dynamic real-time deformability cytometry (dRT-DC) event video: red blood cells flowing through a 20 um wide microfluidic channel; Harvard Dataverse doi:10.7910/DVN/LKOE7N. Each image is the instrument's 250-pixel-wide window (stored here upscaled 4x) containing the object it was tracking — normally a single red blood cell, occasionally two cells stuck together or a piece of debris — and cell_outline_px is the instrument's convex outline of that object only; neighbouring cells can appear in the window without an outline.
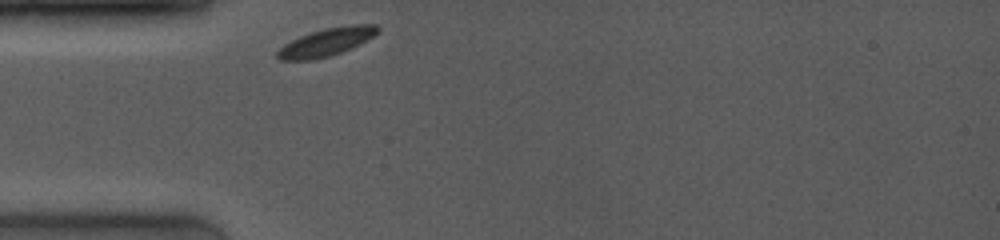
{"species": "common noctule bat (a hibernating species)", "species_latin": "Nyctalus noctula", "temperature_condition": "room temperature", "stored_images_in_passage": 38, "camera_frame_rate_fps": 4000, "um_per_image_px": 0.085, "animal": {"sex": "female", "body_mass_g": 19.0, "forearm_length_mm": 53.3}, "frame": {"image": 1, "passage_image": 1, "time_ms": 0.0, "image_size_px": [1000, 240], "cell_outline_px": [[380, 32], [352, 48], [328, 56], [312, 60], [280, 60], [276, 56], [276, 52], [284, 44], [300, 36], [324, 28], [352, 24], [376, 24], [380, 28]], "centroid_in_image_um": [27.77, 3.56], "position_along_channel_um": 57.2, "area_um2": 16.24}}
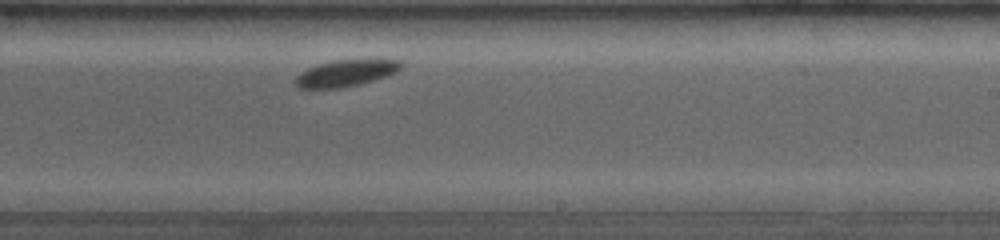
{"frame": {"image": 2, "passage_image": 22, "time_ms": 5.5, "image_size_px": [1000, 240], "cell_outline_px": [[404, 64], [396, 72], [360, 84], [340, 88], [300, 88], [296, 84], [296, 76], [300, 72], [316, 64], [332, 60], [400, 60]], "centroid_in_image_um": [29.36, 6.21], "position_along_channel_um": 259.6, "area_um2": 16.13}}
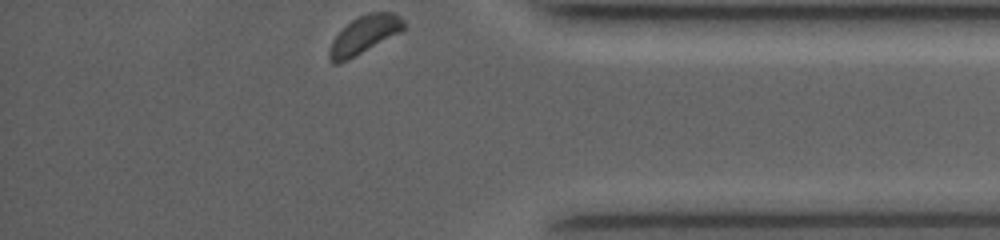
{"frame": {"image": 3, "passage_image": 38, "time_ms": 9.5, "image_size_px": [1000, 240], "cell_outline_px": [[404, 28], [400, 32], [348, 60], [340, 64], [332, 64], [328, 60], [328, 52], [332, 40], [352, 20], [368, 12], [392, 12], [400, 16], [404, 20]], "centroid_in_image_um": [30.93, 2.98], "position_along_channel_um": 404.3, "area_um2": 16.3}}